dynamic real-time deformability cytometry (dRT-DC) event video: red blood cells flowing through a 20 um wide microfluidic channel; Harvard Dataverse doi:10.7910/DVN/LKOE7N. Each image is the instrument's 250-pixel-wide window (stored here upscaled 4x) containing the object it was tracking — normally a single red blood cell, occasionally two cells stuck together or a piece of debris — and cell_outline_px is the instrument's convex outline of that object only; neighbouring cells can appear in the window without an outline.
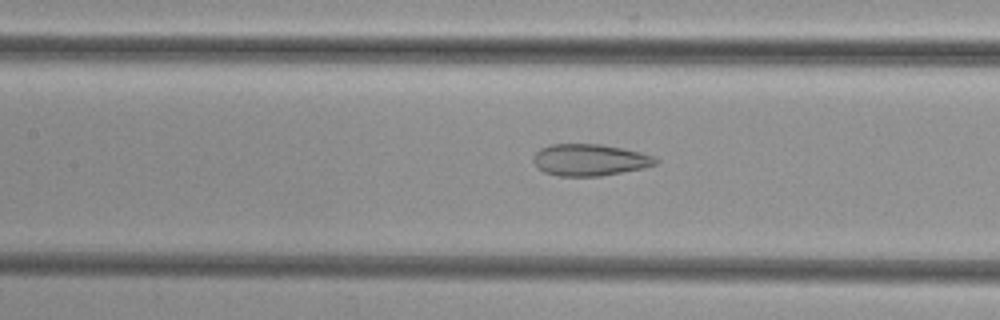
{"species": "common noctule bat (a hibernating species)", "species_latin": "Nyctalus noctula", "temperature_condition": "cold", "stored_images_in_passage": 46, "camera_frame_rate_fps": 3000, "um_per_image_px": 0.085, "animal": {"sex": "female", "body_mass_g": 29.2, "forearm_length_mm": 56.3}, "frame": {"image": 1, "passage_image": 18, "time_ms": 5.667, "image_size_px": [1000, 320], "cell_outline_px": [[660, 160], [656, 164], [644, 168], [600, 176], [556, 176], [544, 172], [532, 160], [532, 156], [540, 148], [552, 144], [600, 144], [624, 148], [640, 152], [652, 156]], "centroid_in_image_um": [50.12, 13.59], "position_along_channel_um": 157.3, "area_um2": 22.66}}
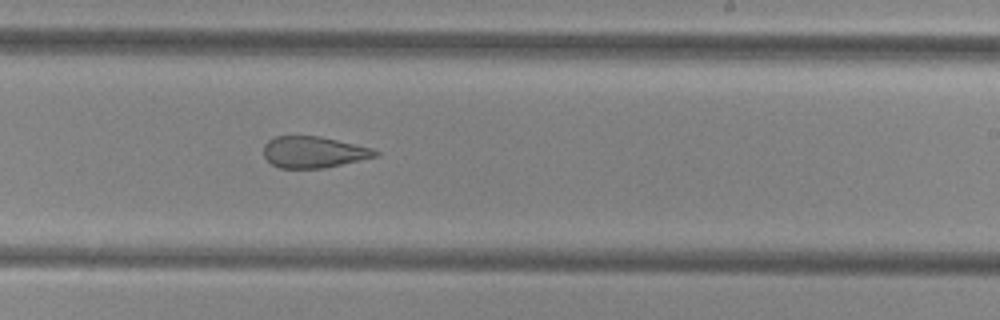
{"frame": {"image": 2, "passage_image": 26, "time_ms": 8.333, "image_size_px": [1000, 320], "cell_outline_px": [[380, 152], [376, 156], [324, 168], [280, 168], [272, 164], [264, 156], [264, 144], [268, 140], [276, 136], [320, 136], [372, 148]], "centroid_in_image_um": [26.63, 12.92], "position_along_channel_um": 262.4, "area_um2": 20.23}}
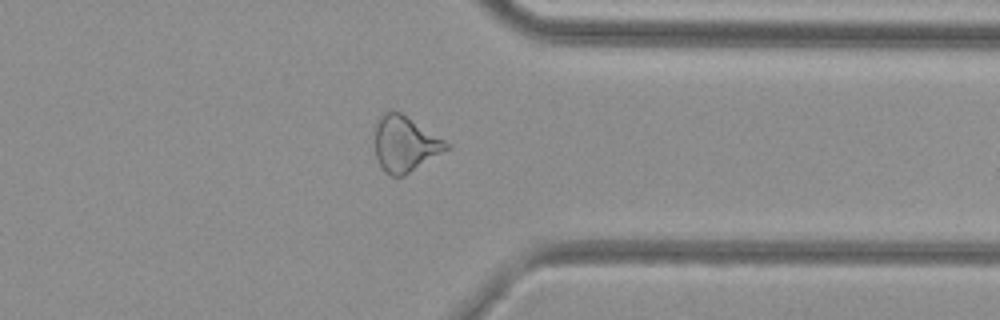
{"frame": {"image": 3, "passage_image": 35, "time_ms": 11.333, "image_size_px": [1000, 320], "cell_outline_px": [[452, 148], [404, 176], [392, 176], [384, 172], [376, 156], [376, 124], [380, 116], [384, 112], [392, 108], [400, 112], [452, 144]], "centroid_in_image_um": [34.47, 12.23], "position_along_channel_um": 376.9, "area_um2": 23.41}}